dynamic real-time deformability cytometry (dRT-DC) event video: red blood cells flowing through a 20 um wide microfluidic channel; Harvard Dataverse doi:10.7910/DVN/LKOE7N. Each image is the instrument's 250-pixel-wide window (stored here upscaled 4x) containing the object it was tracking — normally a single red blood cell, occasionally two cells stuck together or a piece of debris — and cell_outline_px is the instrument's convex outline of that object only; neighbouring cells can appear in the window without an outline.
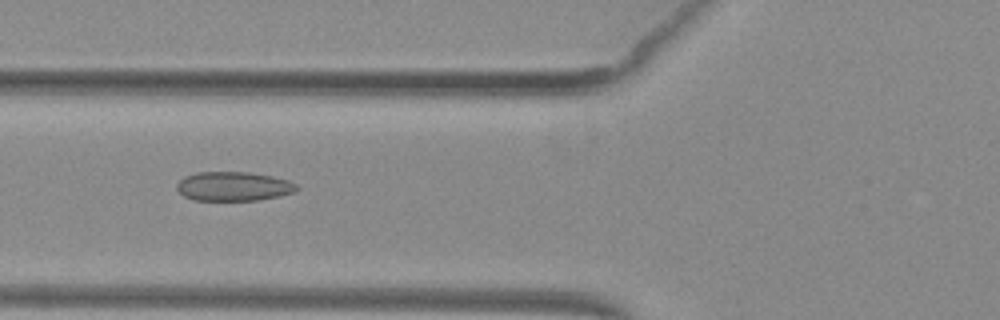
{"species": "common noctule bat (a hibernating species)", "species_latin": "Nyctalus noctula", "temperature_condition": "warm", "stored_images_in_passage": 39, "camera_frame_rate_fps": 3000, "um_per_image_px": 0.085, "animal": {"sex": "female", "body_mass_g": 29.2, "forearm_length_mm": 56.3}, "frame": {"image": 1, "passage_image": 8, "time_ms": 2.333, "image_size_px": [1000, 320], "cell_outline_px": [[300, 188], [296, 192], [280, 196], [260, 200], [192, 200], [184, 196], [176, 188], [176, 184], [184, 176], [196, 172], [248, 172], [272, 176], [288, 180], [296, 184]], "centroid_in_image_um": [19.86, 15.84], "position_along_channel_um": 105.9, "area_um2": 20.58}}
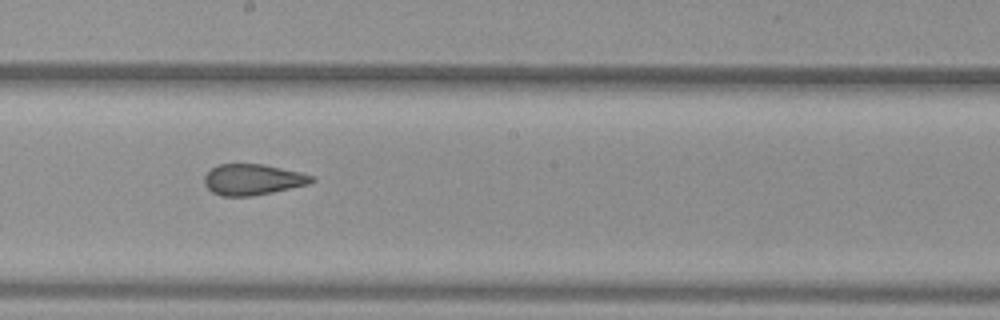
{"frame": {"image": 2, "passage_image": 17, "time_ms": 5.333, "image_size_px": [1000, 320], "cell_outline_px": [[316, 180], [308, 184], [272, 192], [252, 196], [220, 196], [212, 192], [204, 184], [204, 176], [212, 168], [220, 164], [264, 164], [300, 172], [312, 176]], "centroid_in_image_um": [21.46, 15.26], "position_along_channel_um": 226.7, "area_um2": 19.25}}
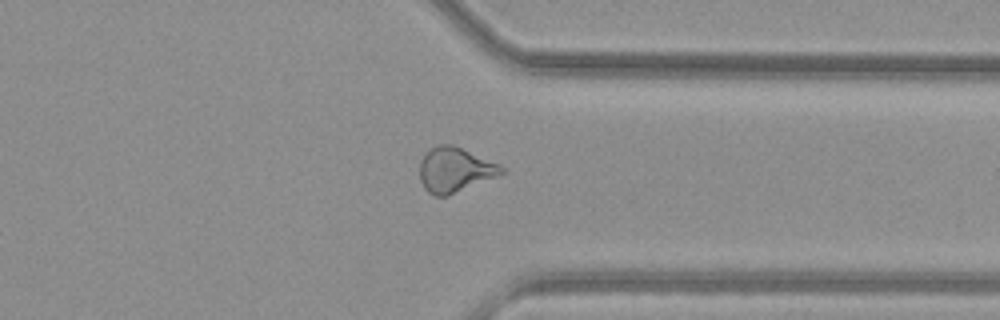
{"frame": {"image": 3, "passage_image": 28, "time_ms": 9.0, "image_size_px": [1000, 320], "cell_outline_px": [[504, 172], [496, 176], [448, 196], [432, 196], [424, 188], [420, 180], [420, 160], [436, 144], [452, 144], [500, 164], [504, 168]], "centroid_in_image_um": [38.64, 14.44], "position_along_channel_um": 372.8, "area_um2": 21.21}, "authors_computed_cell_mechanics": {"area_um2": 20.6924, "velocity_mm_per_s": 4.0199, "shape_relaxation_time_tau1_ms": null, "shape_relaxation_time_tau2_ms": 1.3298, "deformation_change_tau1": null, "deformation_change_tau2": 0.0877}}